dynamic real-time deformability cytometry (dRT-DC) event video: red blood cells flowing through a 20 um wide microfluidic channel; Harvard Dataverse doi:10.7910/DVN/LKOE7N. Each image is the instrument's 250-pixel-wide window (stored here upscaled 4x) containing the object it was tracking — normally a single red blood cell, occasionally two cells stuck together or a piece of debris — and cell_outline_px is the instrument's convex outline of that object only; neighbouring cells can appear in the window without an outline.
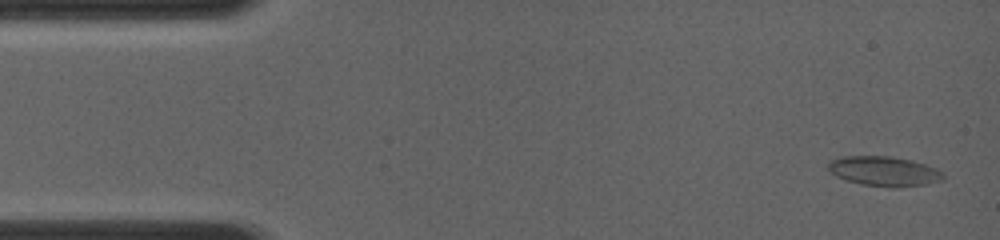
{"species": "common noctule bat (a hibernating species)", "species_latin": "Nyctalus noctula", "temperature_condition": "room temperature", "stored_images_in_passage": 55, "camera_frame_rate_fps": 4000, "um_per_image_px": 0.085, "animal": {"sex": "female", "body_mass_g": 19.0, "forearm_length_mm": 56.7}, "frame": {"image": 1, "passage_image": 1, "time_ms": 0.0, "image_size_px": [1000, 240], "cell_outline_px": [[944, 180], [928, 184], [860, 184], [844, 180], [828, 172], [828, 164], [832, 160], [844, 156], [888, 156], [912, 160], [936, 168], [944, 172]], "centroid_in_image_um": [75.12, 14.51], "position_along_channel_um": 9.9, "area_um2": 19.19}}
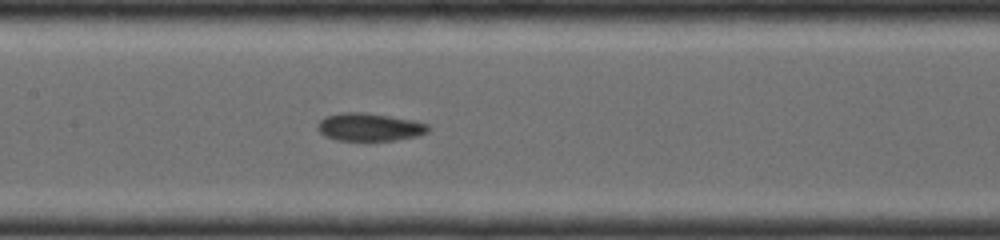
{"frame": {"image": 2, "passage_image": 25, "time_ms": 6.25, "image_size_px": [1000, 240], "cell_outline_px": [[428, 132], [420, 136], [396, 140], [336, 140], [324, 136], [316, 128], [316, 124], [324, 116], [340, 112], [364, 112], [412, 120], [428, 124]], "centroid_in_image_um": [31.36, 10.8], "position_along_channel_um": 176.0, "area_um2": 18.09}}
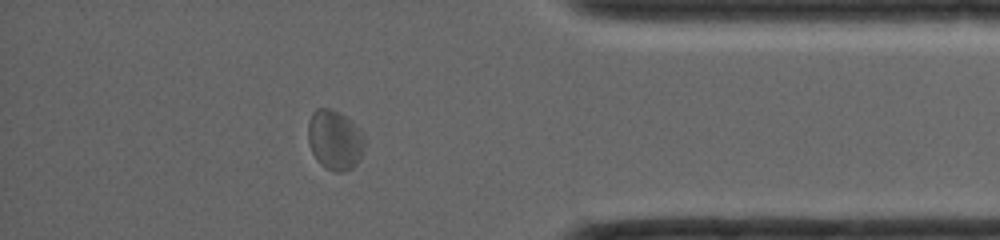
{"frame": {"image": 3, "passage_image": 48, "time_ms": 11.75, "image_size_px": [1000, 240], "cell_outline_px": [[364, 148], [356, 164], [352, 168], [344, 172], [336, 172], [324, 168], [316, 160], [312, 152], [308, 140], [308, 120], [312, 112], [316, 108], [328, 108], [344, 116], [364, 136]], "centroid_in_image_um": [28.41, 11.93], "position_along_channel_um": 406.8, "area_um2": 19.48}}